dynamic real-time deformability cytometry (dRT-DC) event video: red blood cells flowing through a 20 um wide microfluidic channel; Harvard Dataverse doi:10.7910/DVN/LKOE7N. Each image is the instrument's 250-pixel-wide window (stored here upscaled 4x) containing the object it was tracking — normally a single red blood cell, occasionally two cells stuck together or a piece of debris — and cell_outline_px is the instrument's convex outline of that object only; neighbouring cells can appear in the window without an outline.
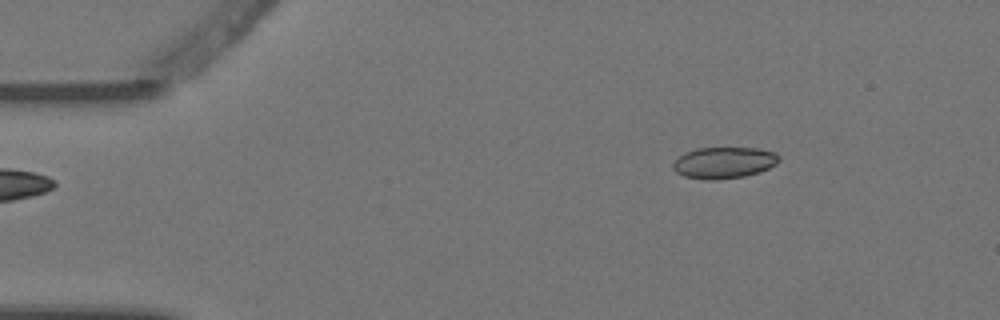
{"species": "Egyptian fruit bat (a non-hibernating species)", "species_latin": "Rousettus aegyptiacus", "temperature_condition": "warm", "stored_images_in_passage": 3, "camera_frame_rate_fps": 3000, "um_per_image_px": 0.085, "animal": {"sex": "female"}, "frame": {"image": 1, "passage_image": 1, "time_ms": 0.0, "image_size_px": [1000, 320], "cell_outline_px": [[780, 160], [776, 164], [760, 172], [744, 176], [716, 180], [708, 180], [684, 176], [676, 172], [672, 168], [672, 164], [684, 152], [696, 148], [756, 148], [776, 152], [780, 156]], "centroid_in_image_um": [61.54, 13.82], "position_along_channel_um": 23.5, "area_um2": 19.48}}